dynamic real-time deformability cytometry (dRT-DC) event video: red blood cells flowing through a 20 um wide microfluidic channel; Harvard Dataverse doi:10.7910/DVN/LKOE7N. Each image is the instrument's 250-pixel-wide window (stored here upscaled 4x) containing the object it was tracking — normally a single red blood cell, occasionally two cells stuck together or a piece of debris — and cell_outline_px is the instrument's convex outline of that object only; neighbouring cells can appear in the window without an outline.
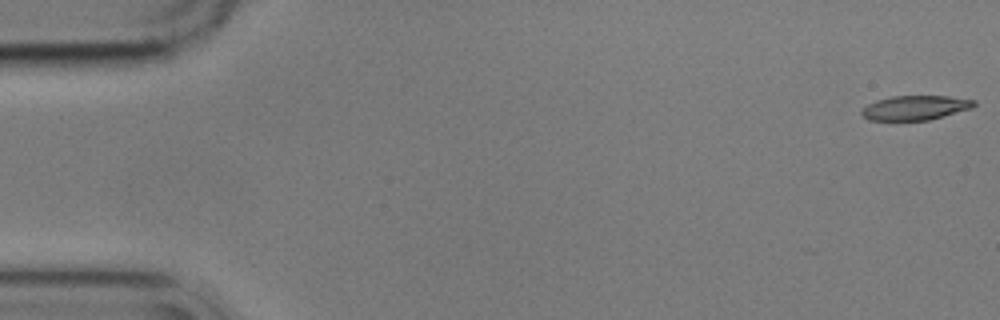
{"species": "common noctule bat (a hibernating species)", "species_latin": "Nyctalus noctula", "temperature_condition": "cold", "stored_images_in_passage": 15, "camera_frame_rate_fps": 3000, "um_per_image_px": 0.085, "animal": {"sex": "male", "body_mass_g": 17.9}, "frame": {"image": 1, "passage_image": 1, "time_ms": 0.0, "image_size_px": [1000, 320], "cell_outline_px": [[976, 104], [972, 108], [928, 120], [868, 120], [860, 112], [868, 104], [876, 100], [892, 96], [948, 96], [976, 100]], "centroid_in_image_um": [77.8, 9.15], "position_along_channel_um": 7.2, "area_um2": 15.9}}
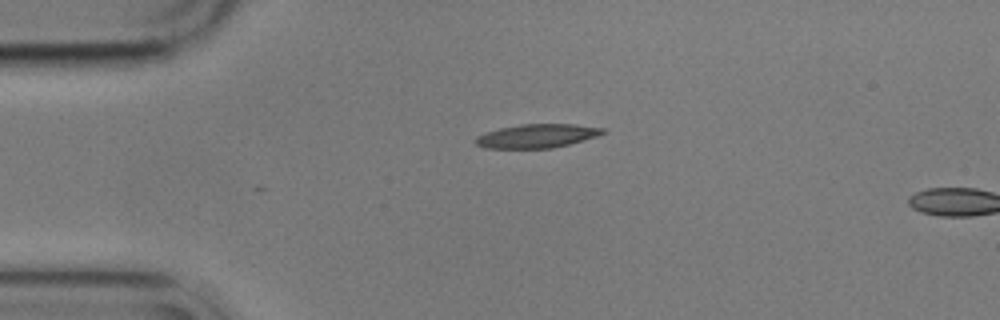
{"frame": {"image": 2, "passage_image": 13, "time_ms": 4.0, "image_size_px": [1000, 320], "cell_outline_px": [[604, 132], [596, 136], [568, 144], [552, 148], [484, 148], [476, 144], [476, 136], [500, 128], [520, 124], [576, 124], [604, 128]], "centroid_in_image_um": [45.62, 11.55], "position_along_channel_um": 39.4, "area_um2": 17.34}}